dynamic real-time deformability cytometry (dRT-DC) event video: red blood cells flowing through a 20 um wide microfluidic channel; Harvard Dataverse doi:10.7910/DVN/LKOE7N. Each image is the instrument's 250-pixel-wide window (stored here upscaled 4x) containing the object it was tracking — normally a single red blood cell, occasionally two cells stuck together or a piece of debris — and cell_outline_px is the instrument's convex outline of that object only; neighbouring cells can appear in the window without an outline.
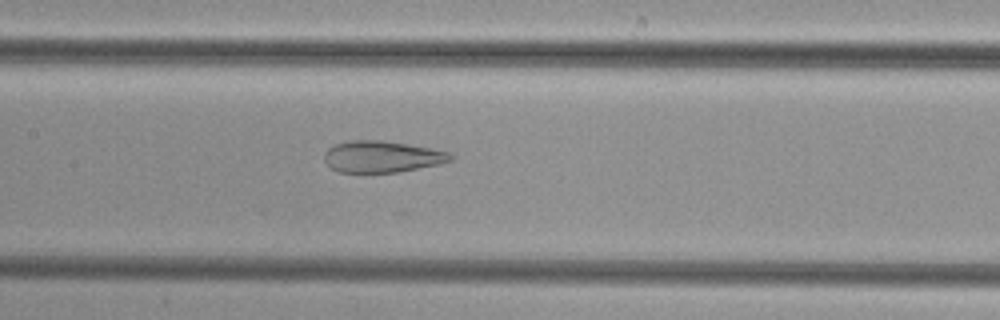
{"species": "common noctule bat (a hibernating species)", "species_latin": "Nyctalus noctula", "temperature_condition": "cold", "stored_images_in_passage": 50, "camera_frame_rate_fps": 3000, "um_per_image_px": 0.085, "animal": {"sex": "female", "body_mass_g": 29.2, "forearm_length_mm": 56.3}, "frame": {"image": 1, "passage_image": 24, "time_ms": 7.667, "image_size_px": [1000, 320], "cell_outline_px": [[452, 160], [440, 164], [400, 172], [340, 172], [332, 168], [324, 160], [324, 152], [328, 148], [336, 144], [348, 140], [380, 140], [408, 144], [432, 148], [448, 152], [452, 156]], "centroid_in_image_um": [32.47, 13.31], "position_along_channel_um": 174.9, "area_um2": 23.18}}
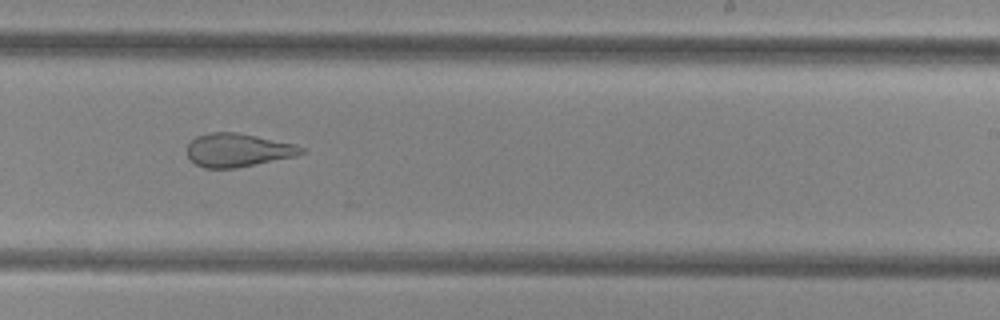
{"frame": {"image": 2, "passage_image": 31, "time_ms": 10.0, "image_size_px": [1000, 320], "cell_outline_px": [[308, 152], [296, 156], [236, 168], [204, 168], [196, 164], [188, 156], [188, 144], [196, 136], [208, 132], [236, 132], [296, 144], [304, 148]], "centroid_in_image_um": [20.25, 12.75], "position_along_channel_um": 268.8, "area_um2": 22.25}}
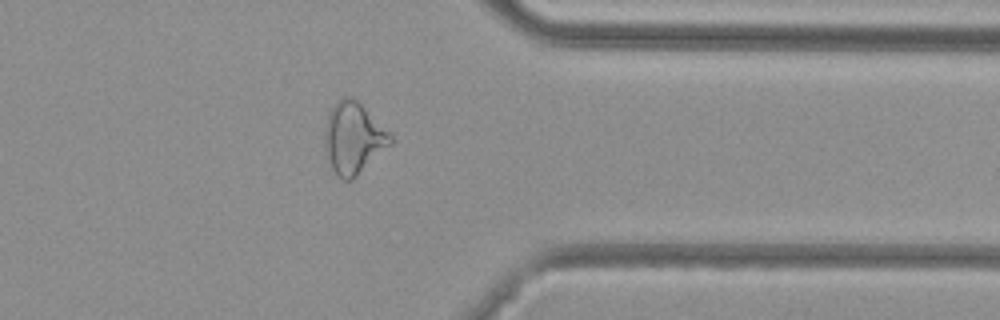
{"frame": {"image": 3, "passage_image": 40, "time_ms": 13.0, "image_size_px": [1000, 320], "cell_outline_px": [[392, 144], [352, 180], [344, 180], [332, 168], [324, 144], [324, 128], [328, 112], [344, 96], [352, 96], [392, 136]], "centroid_in_image_um": [30.02, 11.74], "position_along_channel_um": 381.4, "area_um2": 26.76}}